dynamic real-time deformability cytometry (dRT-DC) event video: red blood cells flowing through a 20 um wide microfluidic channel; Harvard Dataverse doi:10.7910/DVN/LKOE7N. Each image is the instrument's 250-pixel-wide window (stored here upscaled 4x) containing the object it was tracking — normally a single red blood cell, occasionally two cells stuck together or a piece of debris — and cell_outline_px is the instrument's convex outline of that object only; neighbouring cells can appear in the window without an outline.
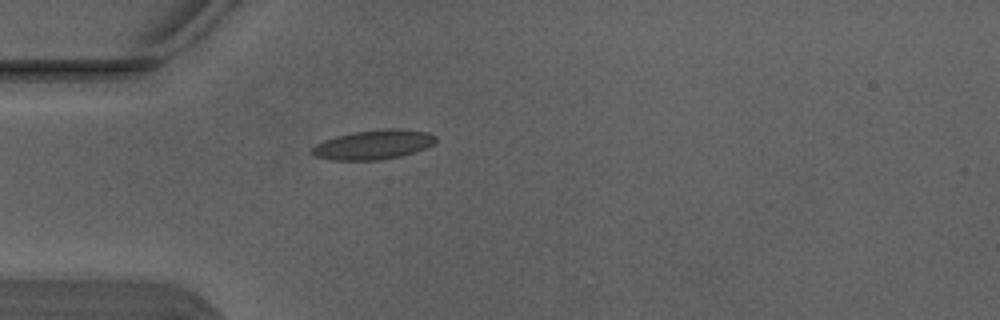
{"species": "Egyptian fruit bat (a non-hibernating species)", "species_latin": "Rousettus aegyptiacus", "temperature_condition": "warm", "stored_images_in_passage": 2, "camera_frame_rate_fps": 3000, "um_per_image_px": 0.085, "animal": {"sex": "male"}, "frame": {"image": 1, "passage_image": 2, "time_ms": 0.333, "image_size_px": [1000, 320], "cell_outline_px": [[436, 140], [432, 144], [424, 148], [400, 156], [376, 160], [332, 160], [316, 156], [312, 152], [312, 148], [316, 144], [324, 140], [336, 136], [352, 132], [388, 128], [396, 128], [428, 132], [436, 136]], "centroid_in_image_um": [31.73, 12.28], "position_along_channel_um": 53.3, "area_um2": 20.98}}